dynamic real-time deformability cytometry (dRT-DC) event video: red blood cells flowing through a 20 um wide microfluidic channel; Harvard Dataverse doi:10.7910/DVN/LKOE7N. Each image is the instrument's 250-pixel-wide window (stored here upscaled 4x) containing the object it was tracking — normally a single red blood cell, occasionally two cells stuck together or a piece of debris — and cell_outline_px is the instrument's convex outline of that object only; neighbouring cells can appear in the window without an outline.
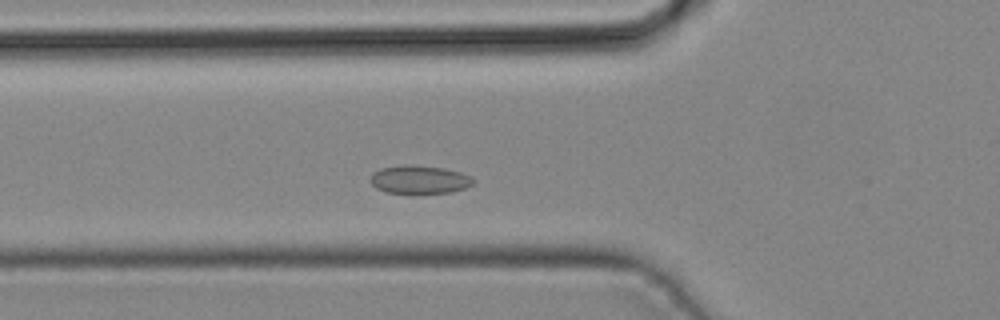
{"species": "common noctule bat (a hibernating species)", "species_latin": "Nyctalus noctula", "temperature_condition": "cold", "stored_images_in_passage": 37, "camera_frame_rate_fps": 3000, "um_per_image_px": 0.085, "animal": {"sex": "male", "body_mass_g": 19.2, "forearm_length_mm": 51.8}, "frame": {"image": 1, "passage_image": 9, "time_ms": 2.667, "image_size_px": [1000, 320], "cell_outline_px": [[476, 180], [472, 184], [464, 188], [452, 192], [420, 196], [412, 196], [388, 192], [376, 188], [368, 180], [372, 172], [380, 168], [400, 164], [412, 164], [444, 168], [460, 172], [472, 176]], "centroid_in_image_um": [35.62, 15.29], "position_along_channel_um": 90.2, "area_um2": 18.03}}
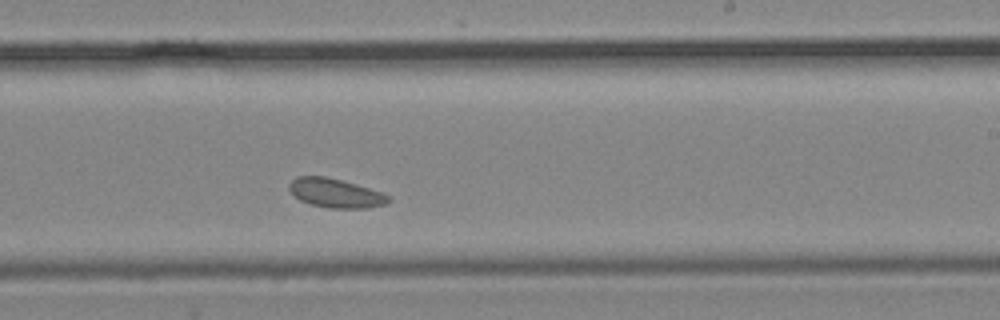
{"frame": {"image": 2, "passage_image": 20, "time_ms": 6.333, "image_size_px": [1000, 320], "cell_outline_px": [[392, 200], [384, 204], [368, 208], [328, 208], [312, 204], [300, 200], [288, 188], [288, 184], [296, 176], [324, 176], [356, 184], [392, 196]], "centroid_in_image_um": [28.53, 16.41], "position_along_channel_um": 260.5, "area_um2": 16.7}}
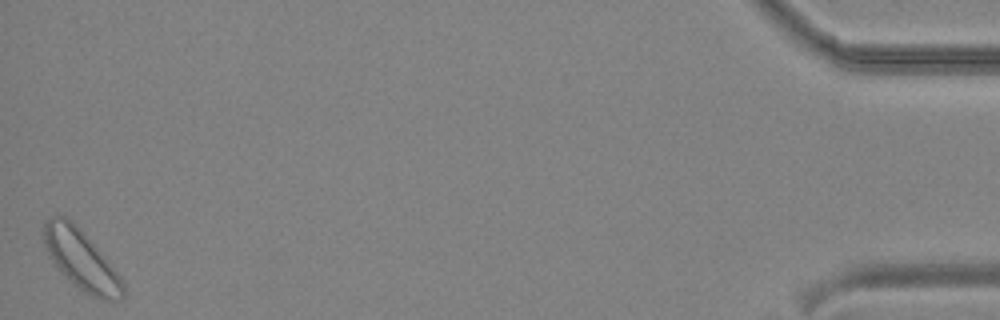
{"frame": {"image": 3, "passage_image": 37, "time_ms": 12.0, "image_size_px": [1000, 320], "cell_outline_px": [[124, 296], [120, 300], [100, 300], [84, 292], [60, 272], [48, 256], [44, 244], [44, 224], [52, 216], [64, 216], [72, 220], [84, 232], [120, 276], [124, 284]], "centroid_in_image_um": [6.9, 22.09], "position_along_channel_um": 428.3, "area_um2": 27.4}}